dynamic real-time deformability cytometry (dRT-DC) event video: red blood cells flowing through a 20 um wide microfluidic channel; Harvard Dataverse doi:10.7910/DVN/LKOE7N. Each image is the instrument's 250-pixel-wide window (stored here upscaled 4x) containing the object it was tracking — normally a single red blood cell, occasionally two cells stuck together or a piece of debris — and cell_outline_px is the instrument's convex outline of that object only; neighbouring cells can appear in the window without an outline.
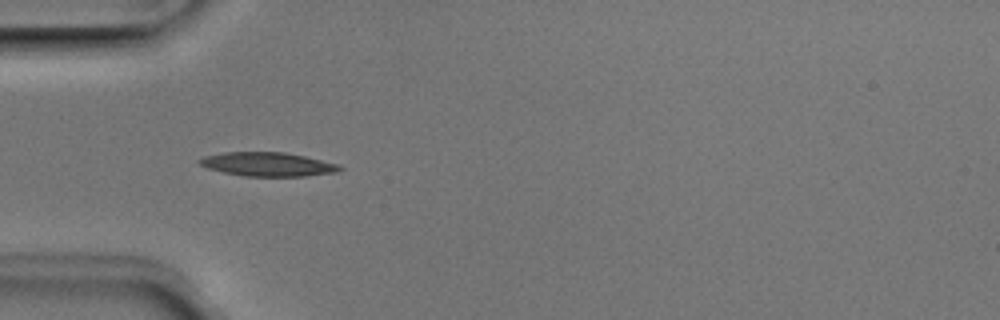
{"species": "Egyptian fruit bat (a non-hibernating species)", "species_latin": "Rousettus aegyptiacus", "temperature_condition": "room temperature", "stored_images_in_passage": 4, "camera_frame_rate_fps": 3000, "um_per_image_px": 0.085, "animal": {"sex": "male"}, "frame": {"image": 1, "passage_image": 3, "time_ms": 0.667, "image_size_px": [1000, 320], "cell_outline_px": [[344, 168], [340, 172], [304, 176], [244, 176], [224, 172], [208, 168], [200, 164], [196, 160], [204, 156], [224, 152], [284, 152], [304, 156], [340, 164]], "centroid_in_image_um": [22.8, 13.96], "position_along_channel_um": 62.2, "area_um2": 19.59}}